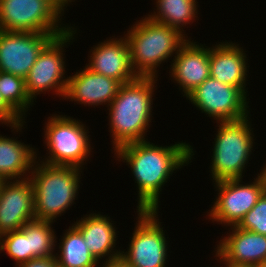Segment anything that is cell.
<instances>
[{
    "instance_id": "1",
    "label": "cell",
    "mask_w": 266,
    "mask_h": 267,
    "mask_svg": "<svg viewBox=\"0 0 266 267\" xmlns=\"http://www.w3.org/2000/svg\"><path fill=\"white\" fill-rule=\"evenodd\" d=\"M192 150L186 143L158 147L146 140L129 143L116 150L118 158L130 164L136 178L138 210H157L159 190L167 182L169 174L191 160Z\"/></svg>"
},
{
    "instance_id": "2",
    "label": "cell",
    "mask_w": 266,
    "mask_h": 267,
    "mask_svg": "<svg viewBox=\"0 0 266 267\" xmlns=\"http://www.w3.org/2000/svg\"><path fill=\"white\" fill-rule=\"evenodd\" d=\"M154 77H138L122 84L109 104L110 124L115 151L126 144L145 141L150 121Z\"/></svg>"
},
{
    "instance_id": "3",
    "label": "cell",
    "mask_w": 266,
    "mask_h": 267,
    "mask_svg": "<svg viewBox=\"0 0 266 267\" xmlns=\"http://www.w3.org/2000/svg\"><path fill=\"white\" fill-rule=\"evenodd\" d=\"M134 26L126 36L132 69L138 77L155 78V68L158 64L179 50L187 40L183 39L184 34L177 29L157 23L149 17H145Z\"/></svg>"
},
{
    "instance_id": "4",
    "label": "cell",
    "mask_w": 266,
    "mask_h": 267,
    "mask_svg": "<svg viewBox=\"0 0 266 267\" xmlns=\"http://www.w3.org/2000/svg\"><path fill=\"white\" fill-rule=\"evenodd\" d=\"M78 170L74 166L45 163L35 167L30 177L34 187L35 219L53 222L69 208L79 188Z\"/></svg>"
},
{
    "instance_id": "5",
    "label": "cell",
    "mask_w": 266,
    "mask_h": 267,
    "mask_svg": "<svg viewBox=\"0 0 266 267\" xmlns=\"http://www.w3.org/2000/svg\"><path fill=\"white\" fill-rule=\"evenodd\" d=\"M247 117L220 122L212 156V178L217 181L241 179L252 149L253 137Z\"/></svg>"
},
{
    "instance_id": "6",
    "label": "cell",
    "mask_w": 266,
    "mask_h": 267,
    "mask_svg": "<svg viewBox=\"0 0 266 267\" xmlns=\"http://www.w3.org/2000/svg\"><path fill=\"white\" fill-rule=\"evenodd\" d=\"M61 12L48 0H0V30L63 34L59 28Z\"/></svg>"
},
{
    "instance_id": "7",
    "label": "cell",
    "mask_w": 266,
    "mask_h": 267,
    "mask_svg": "<svg viewBox=\"0 0 266 267\" xmlns=\"http://www.w3.org/2000/svg\"><path fill=\"white\" fill-rule=\"evenodd\" d=\"M48 121L45 138L50 155L49 159L42 163L80 168L90 153L85 126L65 116H54Z\"/></svg>"
},
{
    "instance_id": "8",
    "label": "cell",
    "mask_w": 266,
    "mask_h": 267,
    "mask_svg": "<svg viewBox=\"0 0 266 267\" xmlns=\"http://www.w3.org/2000/svg\"><path fill=\"white\" fill-rule=\"evenodd\" d=\"M73 33L70 28L65 33L53 37L40 51L35 64L25 78L26 91L32 102L36 93L39 94L43 90L54 88L56 94L65 95L68 78L61 79L65 71L61 49L65 43L70 42Z\"/></svg>"
},
{
    "instance_id": "9",
    "label": "cell",
    "mask_w": 266,
    "mask_h": 267,
    "mask_svg": "<svg viewBox=\"0 0 266 267\" xmlns=\"http://www.w3.org/2000/svg\"><path fill=\"white\" fill-rule=\"evenodd\" d=\"M196 107L220 122L247 117L246 95L235 86L207 78L188 96Z\"/></svg>"
},
{
    "instance_id": "10",
    "label": "cell",
    "mask_w": 266,
    "mask_h": 267,
    "mask_svg": "<svg viewBox=\"0 0 266 267\" xmlns=\"http://www.w3.org/2000/svg\"><path fill=\"white\" fill-rule=\"evenodd\" d=\"M138 224L127 253L121 257L135 267H165L166 238L155 218L157 210H138Z\"/></svg>"
},
{
    "instance_id": "11",
    "label": "cell",
    "mask_w": 266,
    "mask_h": 267,
    "mask_svg": "<svg viewBox=\"0 0 266 267\" xmlns=\"http://www.w3.org/2000/svg\"><path fill=\"white\" fill-rule=\"evenodd\" d=\"M240 182L239 178L216 182L220 192L209 214L214 221L237 226L265 192L261 175L253 184L242 185Z\"/></svg>"
},
{
    "instance_id": "12",
    "label": "cell",
    "mask_w": 266,
    "mask_h": 267,
    "mask_svg": "<svg viewBox=\"0 0 266 267\" xmlns=\"http://www.w3.org/2000/svg\"><path fill=\"white\" fill-rule=\"evenodd\" d=\"M58 35L0 30V71L25 79L40 51Z\"/></svg>"
},
{
    "instance_id": "13",
    "label": "cell",
    "mask_w": 266,
    "mask_h": 267,
    "mask_svg": "<svg viewBox=\"0 0 266 267\" xmlns=\"http://www.w3.org/2000/svg\"><path fill=\"white\" fill-rule=\"evenodd\" d=\"M9 182L3 181L0 185V235L20 230L27 222L35 219L31 180L27 178Z\"/></svg>"
},
{
    "instance_id": "14",
    "label": "cell",
    "mask_w": 266,
    "mask_h": 267,
    "mask_svg": "<svg viewBox=\"0 0 266 267\" xmlns=\"http://www.w3.org/2000/svg\"><path fill=\"white\" fill-rule=\"evenodd\" d=\"M89 68L94 73L110 77L121 84L138 78L131 65L130 47L127 38L107 40L92 50Z\"/></svg>"
},
{
    "instance_id": "15",
    "label": "cell",
    "mask_w": 266,
    "mask_h": 267,
    "mask_svg": "<svg viewBox=\"0 0 266 267\" xmlns=\"http://www.w3.org/2000/svg\"><path fill=\"white\" fill-rule=\"evenodd\" d=\"M233 231L217 247L216 255L220 260L240 266H259L266 262L265 235L237 226H233Z\"/></svg>"
},
{
    "instance_id": "16",
    "label": "cell",
    "mask_w": 266,
    "mask_h": 267,
    "mask_svg": "<svg viewBox=\"0 0 266 267\" xmlns=\"http://www.w3.org/2000/svg\"><path fill=\"white\" fill-rule=\"evenodd\" d=\"M209 50L187 40L176 51L172 76L182 86L186 97L210 77Z\"/></svg>"
},
{
    "instance_id": "17",
    "label": "cell",
    "mask_w": 266,
    "mask_h": 267,
    "mask_svg": "<svg viewBox=\"0 0 266 267\" xmlns=\"http://www.w3.org/2000/svg\"><path fill=\"white\" fill-rule=\"evenodd\" d=\"M122 84L110 77L94 73L89 68L68 78L64 97L83 104H109L118 94Z\"/></svg>"
},
{
    "instance_id": "18",
    "label": "cell",
    "mask_w": 266,
    "mask_h": 267,
    "mask_svg": "<svg viewBox=\"0 0 266 267\" xmlns=\"http://www.w3.org/2000/svg\"><path fill=\"white\" fill-rule=\"evenodd\" d=\"M234 45L227 42L209 50L210 77L238 87L246 95V56Z\"/></svg>"
},
{
    "instance_id": "19",
    "label": "cell",
    "mask_w": 266,
    "mask_h": 267,
    "mask_svg": "<svg viewBox=\"0 0 266 267\" xmlns=\"http://www.w3.org/2000/svg\"><path fill=\"white\" fill-rule=\"evenodd\" d=\"M74 226L81 232L90 253L98 261L111 252L115 245L116 232L109 217L90 214Z\"/></svg>"
},
{
    "instance_id": "20",
    "label": "cell",
    "mask_w": 266,
    "mask_h": 267,
    "mask_svg": "<svg viewBox=\"0 0 266 267\" xmlns=\"http://www.w3.org/2000/svg\"><path fill=\"white\" fill-rule=\"evenodd\" d=\"M35 157L33 148L0 136V179L8 181L18 176L20 178V175L24 176L25 171L30 168L32 170Z\"/></svg>"
},
{
    "instance_id": "21",
    "label": "cell",
    "mask_w": 266,
    "mask_h": 267,
    "mask_svg": "<svg viewBox=\"0 0 266 267\" xmlns=\"http://www.w3.org/2000/svg\"><path fill=\"white\" fill-rule=\"evenodd\" d=\"M60 249V257L55 256L58 267H95L97 265L96 258L90 253L81 232L74 225L65 233Z\"/></svg>"
},
{
    "instance_id": "22",
    "label": "cell",
    "mask_w": 266,
    "mask_h": 267,
    "mask_svg": "<svg viewBox=\"0 0 266 267\" xmlns=\"http://www.w3.org/2000/svg\"><path fill=\"white\" fill-rule=\"evenodd\" d=\"M157 15H149V18L157 23L167 25L168 27L177 29L184 24H189L196 12L195 0H157ZM182 26H181V25Z\"/></svg>"
},
{
    "instance_id": "23",
    "label": "cell",
    "mask_w": 266,
    "mask_h": 267,
    "mask_svg": "<svg viewBox=\"0 0 266 267\" xmlns=\"http://www.w3.org/2000/svg\"><path fill=\"white\" fill-rule=\"evenodd\" d=\"M51 221L31 220L27 222L20 231L28 238L31 259L38 257H49L52 255L55 242L54 231L51 229Z\"/></svg>"
},
{
    "instance_id": "24",
    "label": "cell",
    "mask_w": 266,
    "mask_h": 267,
    "mask_svg": "<svg viewBox=\"0 0 266 267\" xmlns=\"http://www.w3.org/2000/svg\"><path fill=\"white\" fill-rule=\"evenodd\" d=\"M0 92L21 116L31 104L32 100L27 94L25 79L20 76L0 71Z\"/></svg>"
},
{
    "instance_id": "25",
    "label": "cell",
    "mask_w": 266,
    "mask_h": 267,
    "mask_svg": "<svg viewBox=\"0 0 266 267\" xmlns=\"http://www.w3.org/2000/svg\"><path fill=\"white\" fill-rule=\"evenodd\" d=\"M0 250H5L18 264L31 260L28 238L20 230L0 235Z\"/></svg>"
},
{
    "instance_id": "26",
    "label": "cell",
    "mask_w": 266,
    "mask_h": 267,
    "mask_svg": "<svg viewBox=\"0 0 266 267\" xmlns=\"http://www.w3.org/2000/svg\"><path fill=\"white\" fill-rule=\"evenodd\" d=\"M240 229L266 236V192L237 225Z\"/></svg>"
},
{
    "instance_id": "27",
    "label": "cell",
    "mask_w": 266,
    "mask_h": 267,
    "mask_svg": "<svg viewBox=\"0 0 266 267\" xmlns=\"http://www.w3.org/2000/svg\"><path fill=\"white\" fill-rule=\"evenodd\" d=\"M21 118L22 116L4 99L0 92V121L5 124L9 123L18 130L20 126H23Z\"/></svg>"
},
{
    "instance_id": "28",
    "label": "cell",
    "mask_w": 266,
    "mask_h": 267,
    "mask_svg": "<svg viewBox=\"0 0 266 267\" xmlns=\"http://www.w3.org/2000/svg\"><path fill=\"white\" fill-rule=\"evenodd\" d=\"M19 267H58L55 256L33 258L21 263Z\"/></svg>"
},
{
    "instance_id": "29",
    "label": "cell",
    "mask_w": 266,
    "mask_h": 267,
    "mask_svg": "<svg viewBox=\"0 0 266 267\" xmlns=\"http://www.w3.org/2000/svg\"><path fill=\"white\" fill-rule=\"evenodd\" d=\"M109 255V260L104 263L103 267H135L121 257V252L117 251L115 254Z\"/></svg>"
},
{
    "instance_id": "30",
    "label": "cell",
    "mask_w": 266,
    "mask_h": 267,
    "mask_svg": "<svg viewBox=\"0 0 266 267\" xmlns=\"http://www.w3.org/2000/svg\"><path fill=\"white\" fill-rule=\"evenodd\" d=\"M51 2L60 12L64 9L63 7L68 4L69 0H48Z\"/></svg>"
},
{
    "instance_id": "31",
    "label": "cell",
    "mask_w": 266,
    "mask_h": 267,
    "mask_svg": "<svg viewBox=\"0 0 266 267\" xmlns=\"http://www.w3.org/2000/svg\"><path fill=\"white\" fill-rule=\"evenodd\" d=\"M262 173H260V175L262 176L263 178V181H264V187H265V192H266V168H264L263 171H261Z\"/></svg>"
},
{
    "instance_id": "32",
    "label": "cell",
    "mask_w": 266,
    "mask_h": 267,
    "mask_svg": "<svg viewBox=\"0 0 266 267\" xmlns=\"http://www.w3.org/2000/svg\"><path fill=\"white\" fill-rule=\"evenodd\" d=\"M227 267H259V266H240V265H233L230 263H225Z\"/></svg>"
},
{
    "instance_id": "33",
    "label": "cell",
    "mask_w": 266,
    "mask_h": 267,
    "mask_svg": "<svg viewBox=\"0 0 266 267\" xmlns=\"http://www.w3.org/2000/svg\"><path fill=\"white\" fill-rule=\"evenodd\" d=\"M259 267H266V262L263 263L262 265H259Z\"/></svg>"
}]
</instances>
